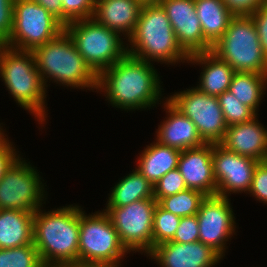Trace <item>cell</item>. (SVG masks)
I'll use <instances>...</instances> for the list:
<instances>
[{"label": "cell", "instance_id": "6da1fadb", "mask_svg": "<svg viewBox=\"0 0 267 267\" xmlns=\"http://www.w3.org/2000/svg\"><path fill=\"white\" fill-rule=\"evenodd\" d=\"M153 64L127 53L98 74L95 92H103L101 94H104L105 100L122 111L133 112L156 107V104L163 103L165 99L162 98L163 82Z\"/></svg>", "mask_w": 267, "mask_h": 267}, {"label": "cell", "instance_id": "7a4b0ae2", "mask_svg": "<svg viewBox=\"0 0 267 267\" xmlns=\"http://www.w3.org/2000/svg\"><path fill=\"white\" fill-rule=\"evenodd\" d=\"M33 244L46 265L60 267L78 263L79 205L36 210Z\"/></svg>", "mask_w": 267, "mask_h": 267}, {"label": "cell", "instance_id": "3957f363", "mask_svg": "<svg viewBox=\"0 0 267 267\" xmlns=\"http://www.w3.org/2000/svg\"><path fill=\"white\" fill-rule=\"evenodd\" d=\"M127 52L138 59L168 66L187 63L189 59L159 2L143 4L135 30L127 40Z\"/></svg>", "mask_w": 267, "mask_h": 267}, {"label": "cell", "instance_id": "277c9868", "mask_svg": "<svg viewBox=\"0 0 267 267\" xmlns=\"http://www.w3.org/2000/svg\"><path fill=\"white\" fill-rule=\"evenodd\" d=\"M33 55L46 89L49 83L76 89H97L98 75L85 62L76 45L64 30L55 39L38 46Z\"/></svg>", "mask_w": 267, "mask_h": 267}, {"label": "cell", "instance_id": "5b68a950", "mask_svg": "<svg viewBox=\"0 0 267 267\" xmlns=\"http://www.w3.org/2000/svg\"><path fill=\"white\" fill-rule=\"evenodd\" d=\"M0 80L8 93L41 126L47 122V89L42 82L32 51L2 45L0 48Z\"/></svg>", "mask_w": 267, "mask_h": 267}, {"label": "cell", "instance_id": "8992f818", "mask_svg": "<svg viewBox=\"0 0 267 267\" xmlns=\"http://www.w3.org/2000/svg\"><path fill=\"white\" fill-rule=\"evenodd\" d=\"M128 253L104 210L87 215L79 206L78 263L119 267Z\"/></svg>", "mask_w": 267, "mask_h": 267}, {"label": "cell", "instance_id": "52a82bcc", "mask_svg": "<svg viewBox=\"0 0 267 267\" xmlns=\"http://www.w3.org/2000/svg\"><path fill=\"white\" fill-rule=\"evenodd\" d=\"M211 51L236 72L267 74V57L250 15H235Z\"/></svg>", "mask_w": 267, "mask_h": 267}, {"label": "cell", "instance_id": "ba28073f", "mask_svg": "<svg viewBox=\"0 0 267 267\" xmlns=\"http://www.w3.org/2000/svg\"><path fill=\"white\" fill-rule=\"evenodd\" d=\"M65 31L97 75L128 53L127 41H123L125 38L98 23L93 17L71 21L65 26Z\"/></svg>", "mask_w": 267, "mask_h": 267}, {"label": "cell", "instance_id": "9c48e42d", "mask_svg": "<svg viewBox=\"0 0 267 267\" xmlns=\"http://www.w3.org/2000/svg\"><path fill=\"white\" fill-rule=\"evenodd\" d=\"M64 30L65 26L37 2L14 0L13 30L4 45L33 51L58 37Z\"/></svg>", "mask_w": 267, "mask_h": 267}, {"label": "cell", "instance_id": "30bf717a", "mask_svg": "<svg viewBox=\"0 0 267 267\" xmlns=\"http://www.w3.org/2000/svg\"><path fill=\"white\" fill-rule=\"evenodd\" d=\"M35 168L19 156L5 171L0 179V209L35 212L43 208L48 197L46 183Z\"/></svg>", "mask_w": 267, "mask_h": 267}, {"label": "cell", "instance_id": "8fae6325", "mask_svg": "<svg viewBox=\"0 0 267 267\" xmlns=\"http://www.w3.org/2000/svg\"><path fill=\"white\" fill-rule=\"evenodd\" d=\"M157 203L154 198H146L103 209L129 252L147 255L153 249V213Z\"/></svg>", "mask_w": 267, "mask_h": 267}, {"label": "cell", "instance_id": "7c38bea8", "mask_svg": "<svg viewBox=\"0 0 267 267\" xmlns=\"http://www.w3.org/2000/svg\"><path fill=\"white\" fill-rule=\"evenodd\" d=\"M175 92L167 99L196 126L205 143L219 144L227 130V124L218 98L210 96L197 87Z\"/></svg>", "mask_w": 267, "mask_h": 267}, {"label": "cell", "instance_id": "4fadbf2b", "mask_svg": "<svg viewBox=\"0 0 267 267\" xmlns=\"http://www.w3.org/2000/svg\"><path fill=\"white\" fill-rule=\"evenodd\" d=\"M199 241L209 246L222 259L228 248L227 242L236 234V221L229 198L206 196L197 212Z\"/></svg>", "mask_w": 267, "mask_h": 267}, {"label": "cell", "instance_id": "5bb4252c", "mask_svg": "<svg viewBox=\"0 0 267 267\" xmlns=\"http://www.w3.org/2000/svg\"><path fill=\"white\" fill-rule=\"evenodd\" d=\"M258 163L257 160L226 150L220 144H213L212 167L217 195L229 198L233 193L248 194Z\"/></svg>", "mask_w": 267, "mask_h": 267}, {"label": "cell", "instance_id": "9a60e30c", "mask_svg": "<svg viewBox=\"0 0 267 267\" xmlns=\"http://www.w3.org/2000/svg\"><path fill=\"white\" fill-rule=\"evenodd\" d=\"M177 41L190 56L212 50L205 41L194 0H160Z\"/></svg>", "mask_w": 267, "mask_h": 267}, {"label": "cell", "instance_id": "2e32d148", "mask_svg": "<svg viewBox=\"0 0 267 267\" xmlns=\"http://www.w3.org/2000/svg\"><path fill=\"white\" fill-rule=\"evenodd\" d=\"M160 267H214L223 260L201 241L177 243L167 241L155 246L147 255Z\"/></svg>", "mask_w": 267, "mask_h": 267}, {"label": "cell", "instance_id": "e0dca14e", "mask_svg": "<svg viewBox=\"0 0 267 267\" xmlns=\"http://www.w3.org/2000/svg\"><path fill=\"white\" fill-rule=\"evenodd\" d=\"M213 143L197 148L182 150L178 169L188 189L199 191L206 196L217 195V184L212 167Z\"/></svg>", "mask_w": 267, "mask_h": 267}, {"label": "cell", "instance_id": "ac0fdd59", "mask_svg": "<svg viewBox=\"0 0 267 267\" xmlns=\"http://www.w3.org/2000/svg\"><path fill=\"white\" fill-rule=\"evenodd\" d=\"M258 115L244 123L228 126L219 144L244 157L267 161V127L260 123Z\"/></svg>", "mask_w": 267, "mask_h": 267}, {"label": "cell", "instance_id": "d6986e66", "mask_svg": "<svg viewBox=\"0 0 267 267\" xmlns=\"http://www.w3.org/2000/svg\"><path fill=\"white\" fill-rule=\"evenodd\" d=\"M161 106L166 117L156 129V141L162 145L186 150L203 146L205 142L200 137L195 124L184 116L166 97Z\"/></svg>", "mask_w": 267, "mask_h": 267}, {"label": "cell", "instance_id": "ffe728a7", "mask_svg": "<svg viewBox=\"0 0 267 267\" xmlns=\"http://www.w3.org/2000/svg\"><path fill=\"white\" fill-rule=\"evenodd\" d=\"M143 3L139 0H95L93 18L126 40L133 34Z\"/></svg>", "mask_w": 267, "mask_h": 267}, {"label": "cell", "instance_id": "44dd1931", "mask_svg": "<svg viewBox=\"0 0 267 267\" xmlns=\"http://www.w3.org/2000/svg\"><path fill=\"white\" fill-rule=\"evenodd\" d=\"M187 63L202 66L203 70L196 87L203 93L215 97L229 89L232 77L236 72L212 51L190 55Z\"/></svg>", "mask_w": 267, "mask_h": 267}, {"label": "cell", "instance_id": "7402d4cb", "mask_svg": "<svg viewBox=\"0 0 267 267\" xmlns=\"http://www.w3.org/2000/svg\"><path fill=\"white\" fill-rule=\"evenodd\" d=\"M181 150L162 145L156 140L144 147L137 156L136 170L153 186L169 171L178 168Z\"/></svg>", "mask_w": 267, "mask_h": 267}, {"label": "cell", "instance_id": "603a6c76", "mask_svg": "<svg viewBox=\"0 0 267 267\" xmlns=\"http://www.w3.org/2000/svg\"><path fill=\"white\" fill-rule=\"evenodd\" d=\"M34 213L16 209H0V249L33 244Z\"/></svg>", "mask_w": 267, "mask_h": 267}, {"label": "cell", "instance_id": "cb8c5ba5", "mask_svg": "<svg viewBox=\"0 0 267 267\" xmlns=\"http://www.w3.org/2000/svg\"><path fill=\"white\" fill-rule=\"evenodd\" d=\"M205 41L212 47L225 33L235 14L223 0H194Z\"/></svg>", "mask_w": 267, "mask_h": 267}, {"label": "cell", "instance_id": "d4e9b609", "mask_svg": "<svg viewBox=\"0 0 267 267\" xmlns=\"http://www.w3.org/2000/svg\"><path fill=\"white\" fill-rule=\"evenodd\" d=\"M111 189L105 207H123L138 200L154 198L153 185L136 169Z\"/></svg>", "mask_w": 267, "mask_h": 267}, {"label": "cell", "instance_id": "484cf974", "mask_svg": "<svg viewBox=\"0 0 267 267\" xmlns=\"http://www.w3.org/2000/svg\"><path fill=\"white\" fill-rule=\"evenodd\" d=\"M267 74L235 72L228 91L256 114L267 91ZM261 102V103H260Z\"/></svg>", "mask_w": 267, "mask_h": 267}, {"label": "cell", "instance_id": "4316f807", "mask_svg": "<svg viewBox=\"0 0 267 267\" xmlns=\"http://www.w3.org/2000/svg\"><path fill=\"white\" fill-rule=\"evenodd\" d=\"M206 195L192 189H186L174 195L163 197L158 204L179 217L196 215Z\"/></svg>", "mask_w": 267, "mask_h": 267}, {"label": "cell", "instance_id": "83f0119b", "mask_svg": "<svg viewBox=\"0 0 267 267\" xmlns=\"http://www.w3.org/2000/svg\"><path fill=\"white\" fill-rule=\"evenodd\" d=\"M180 219L181 217L166 211L157 203L153 213V248L173 239Z\"/></svg>", "mask_w": 267, "mask_h": 267}, {"label": "cell", "instance_id": "f1b7e54d", "mask_svg": "<svg viewBox=\"0 0 267 267\" xmlns=\"http://www.w3.org/2000/svg\"><path fill=\"white\" fill-rule=\"evenodd\" d=\"M41 263L34 244L0 249V267H38Z\"/></svg>", "mask_w": 267, "mask_h": 267}, {"label": "cell", "instance_id": "f546056e", "mask_svg": "<svg viewBox=\"0 0 267 267\" xmlns=\"http://www.w3.org/2000/svg\"><path fill=\"white\" fill-rule=\"evenodd\" d=\"M217 98L227 126L244 123L257 115L228 90L220 94Z\"/></svg>", "mask_w": 267, "mask_h": 267}, {"label": "cell", "instance_id": "4dcf8cb0", "mask_svg": "<svg viewBox=\"0 0 267 267\" xmlns=\"http://www.w3.org/2000/svg\"><path fill=\"white\" fill-rule=\"evenodd\" d=\"M154 199L159 202L163 197L174 195L187 188L178 168L165 174L154 186Z\"/></svg>", "mask_w": 267, "mask_h": 267}, {"label": "cell", "instance_id": "1f68e13d", "mask_svg": "<svg viewBox=\"0 0 267 267\" xmlns=\"http://www.w3.org/2000/svg\"><path fill=\"white\" fill-rule=\"evenodd\" d=\"M95 0H62L63 25L78 19L92 18Z\"/></svg>", "mask_w": 267, "mask_h": 267}, {"label": "cell", "instance_id": "d6a6232c", "mask_svg": "<svg viewBox=\"0 0 267 267\" xmlns=\"http://www.w3.org/2000/svg\"><path fill=\"white\" fill-rule=\"evenodd\" d=\"M171 241L177 243H190L199 241L197 215L181 217L179 226Z\"/></svg>", "mask_w": 267, "mask_h": 267}, {"label": "cell", "instance_id": "836d02e7", "mask_svg": "<svg viewBox=\"0 0 267 267\" xmlns=\"http://www.w3.org/2000/svg\"><path fill=\"white\" fill-rule=\"evenodd\" d=\"M248 194L260 203L267 204V161L257 164Z\"/></svg>", "mask_w": 267, "mask_h": 267}, {"label": "cell", "instance_id": "e575fe53", "mask_svg": "<svg viewBox=\"0 0 267 267\" xmlns=\"http://www.w3.org/2000/svg\"><path fill=\"white\" fill-rule=\"evenodd\" d=\"M14 0H0V44L4 45L13 30Z\"/></svg>", "mask_w": 267, "mask_h": 267}, {"label": "cell", "instance_id": "d590c367", "mask_svg": "<svg viewBox=\"0 0 267 267\" xmlns=\"http://www.w3.org/2000/svg\"><path fill=\"white\" fill-rule=\"evenodd\" d=\"M5 130L0 134V179L5 171L20 156L19 151L15 149L14 143L9 140ZM7 137V138H6Z\"/></svg>", "mask_w": 267, "mask_h": 267}, {"label": "cell", "instance_id": "8d00e7d4", "mask_svg": "<svg viewBox=\"0 0 267 267\" xmlns=\"http://www.w3.org/2000/svg\"><path fill=\"white\" fill-rule=\"evenodd\" d=\"M250 16L255 23L262 51L267 57V2L259 6Z\"/></svg>", "mask_w": 267, "mask_h": 267}, {"label": "cell", "instance_id": "74e56055", "mask_svg": "<svg viewBox=\"0 0 267 267\" xmlns=\"http://www.w3.org/2000/svg\"><path fill=\"white\" fill-rule=\"evenodd\" d=\"M226 7L235 15H250L266 0H223Z\"/></svg>", "mask_w": 267, "mask_h": 267}, {"label": "cell", "instance_id": "f35d334b", "mask_svg": "<svg viewBox=\"0 0 267 267\" xmlns=\"http://www.w3.org/2000/svg\"><path fill=\"white\" fill-rule=\"evenodd\" d=\"M44 7L50 14L63 24L62 0H32Z\"/></svg>", "mask_w": 267, "mask_h": 267}, {"label": "cell", "instance_id": "ab89813d", "mask_svg": "<svg viewBox=\"0 0 267 267\" xmlns=\"http://www.w3.org/2000/svg\"><path fill=\"white\" fill-rule=\"evenodd\" d=\"M60 267H109L105 265H98V264H83V263H73V264H68Z\"/></svg>", "mask_w": 267, "mask_h": 267}, {"label": "cell", "instance_id": "60d3db41", "mask_svg": "<svg viewBox=\"0 0 267 267\" xmlns=\"http://www.w3.org/2000/svg\"><path fill=\"white\" fill-rule=\"evenodd\" d=\"M140 2H142L143 4L146 3H158L160 0H139Z\"/></svg>", "mask_w": 267, "mask_h": 267}, {"label": "cell", "instance_id": "b9f144b4", "mask_svg": "<svg viewBox=\"0 0 267 267\" xmlns=\"http://www.w3.org/2000/svg\"><path fill=\"white\" fill-rule=\"evenodd\" d=\"M38 267H51V266L46 265L45 263L42 262Z\"/></svg>", "mask_w": 267, "mask_h": 267}, {"label": "cell", "instance_id": "7bdbcfd3", "mask_svg": "<svg viewBox=\"0 0 267 267\" xmlns=\"http://www.w3.org/2000/svg\"><path fill=\"white\" fill-rule=\"evenodd\" d=\"M1 124H3V123H0V134L4 131V129H2L3 125L1 126Z\"/></svg>", "mask_w": 267, "mask_h": 267}]
</instances>
